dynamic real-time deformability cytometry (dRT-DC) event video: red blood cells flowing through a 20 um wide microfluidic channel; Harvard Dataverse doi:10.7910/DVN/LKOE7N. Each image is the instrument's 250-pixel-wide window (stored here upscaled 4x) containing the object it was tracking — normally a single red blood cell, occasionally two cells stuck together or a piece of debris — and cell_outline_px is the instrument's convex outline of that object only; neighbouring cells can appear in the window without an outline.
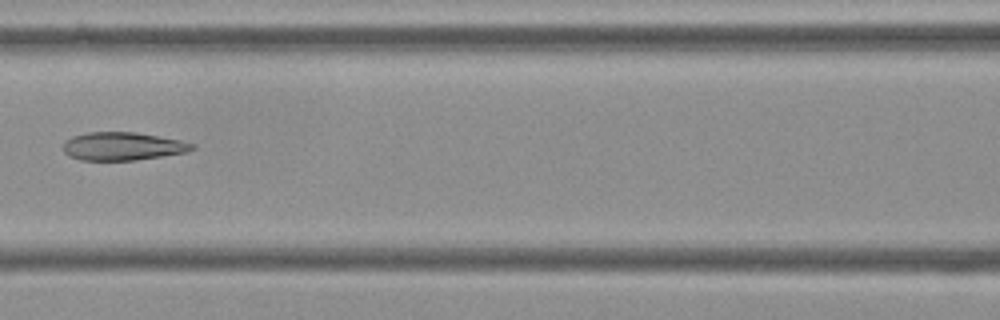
{"species": "Egyptian fruit bat (a non-hibernating species)", "species_latin": "Rousettus aegyptiacus", "temperature_condition": "cold", "stored_images_in_passage": 8, "camera_frame_rate_fps": 3000, "um_per_image_px": 0.085, "frame": {"image": 1, "passage_image": 6, "time_ms": 1.667, "image_size_px": [1000, 320], "cell_outline_px": [[196, 148], [188, 152], [164, 156], [136, 160], [80, 160], [68, 156], [64, 152], [64, 140], [72, 136], [88, 132], [136, 132], [180, 140], [196, 144]], "centroid_in_image_um": [10.44, 12.43], "position_along_channel_um": 156.2, "area_um2": 21.33}}
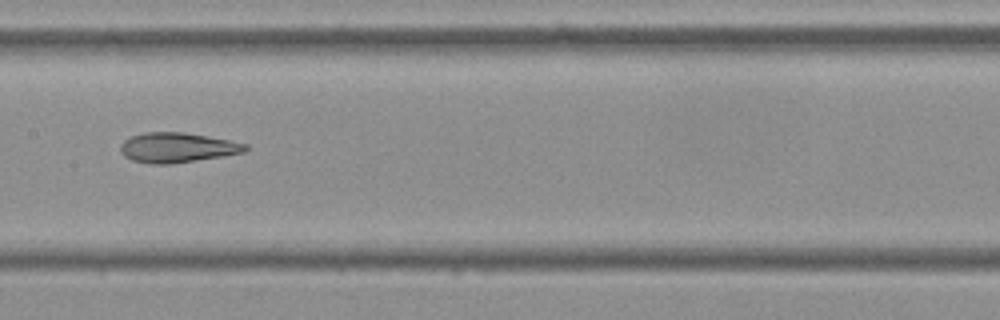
{"frame": {"image": 2, "passage_image": 7, "time_ms": 2.0, "image_size_px": [1000, 320], "cell_outline_px": [[248, 148], [244, 152], [224, 156], [168, 164], [152, 164], [132, 160], [124, 156], [120, 152], [120, 144], [124, 140], [132, 136], [144, 132], [184, 132], [228, 140], [248, 144]], "centroid_in_image_um": [15.04, 12.54], "position_along_channel_um": 192.4, "area_um2": 21.68}}
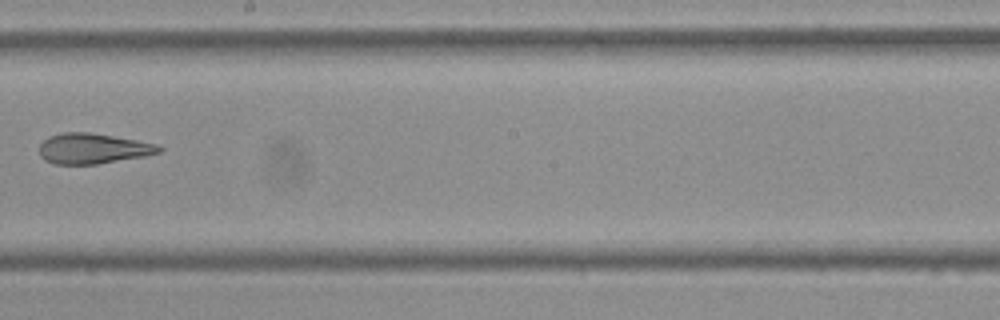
{"frame": {"image": 3, "passage_image": 8, "time_ms": 2.333, "image_size_px": [1000, 320], "cell_outline_px": [[164, 148], [160, 152], [144, 156], [96, 164], [56, 164], [44, 160], [40, 156], [40, 144], [48, 136], [64, 132], [88, 132], [160, 144]], "centroid_in_image_um": [7.9, 12.62], "position_along_channel_um": 240.3, "area_um2": 21.15}}